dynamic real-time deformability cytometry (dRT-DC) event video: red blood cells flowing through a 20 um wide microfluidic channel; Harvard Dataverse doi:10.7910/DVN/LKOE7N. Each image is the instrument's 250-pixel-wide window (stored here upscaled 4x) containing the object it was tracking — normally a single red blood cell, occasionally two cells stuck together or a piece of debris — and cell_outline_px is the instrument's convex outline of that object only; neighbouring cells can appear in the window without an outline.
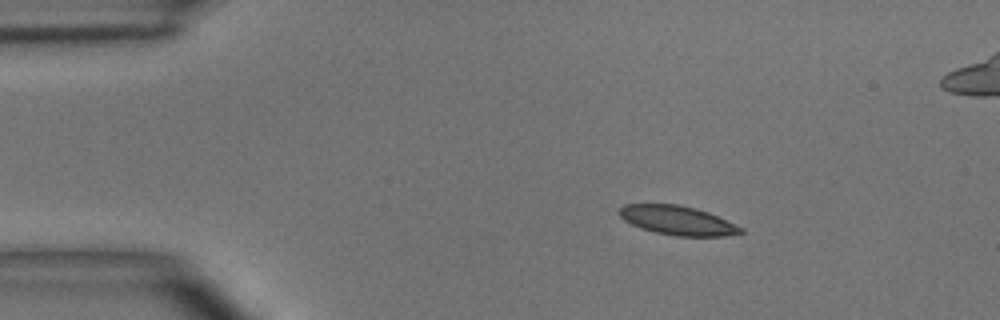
{"species": "common noctule bat (a hibernating species)", "species_latin": "Nyctalus noctula", "temperature_condition": "room temperature", "stored_images_in_passage": 5, "camera_frame_rate_fps": 3000, "um_per_image_px": 0.085, "animal": {"sex": "male", "body_mass_g": 15.6}, "frame": {"image": 1, "passage_image": 2, "time_ms": 1.333, "image_size_px": [1000, 320], "cell_outline_px": [[744, 232], [724, 236], [676, 236], [656, 232], [640, 228], [624, 220], [620, 216], [620, 208], [624, 204], [676, 204], [696, 208], [708, 212], [744, 228]], "centroid_in_image_um": [57.6, 18.73], "position_along_channel_um": 27.4, "area_um2": 20.46}}